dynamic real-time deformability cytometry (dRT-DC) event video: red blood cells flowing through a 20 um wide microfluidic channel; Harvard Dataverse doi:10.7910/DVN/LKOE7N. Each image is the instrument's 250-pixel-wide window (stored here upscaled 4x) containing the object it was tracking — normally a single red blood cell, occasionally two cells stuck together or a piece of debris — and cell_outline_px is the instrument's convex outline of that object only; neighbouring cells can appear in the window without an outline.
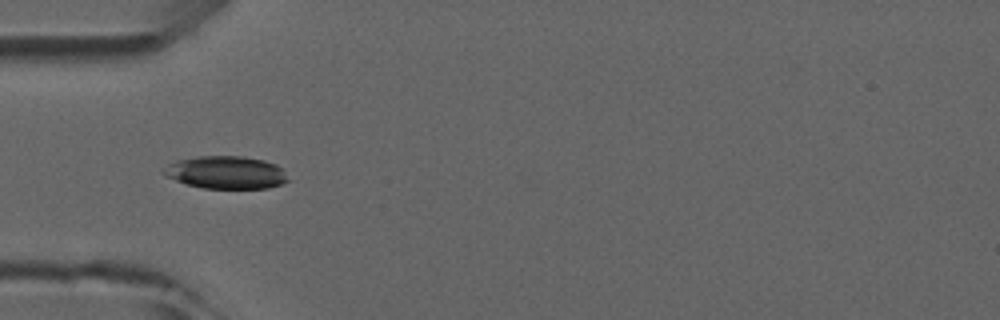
{"species": "common noctule bat (a hibernating species)", "species_latin": "Nyctalus noctula", "temperature_condition": "room temperature", "stored_images_in_passage": 7, "camera_frame_rate_fps": 3000, "um_per_image_px": 0.085, "animal": {"sex": "male", "forearm_length_mm": 52.5}, "frame": {"image": 1, "passage_image": 6, "time_ms": 6.667, "image_size_px": [1000, 320], "cell_outline_px": [[288, 180], [280, 184], [268, 188], [204, 188], [184, 184], [164, 176], [160, 172], [168, 164], [176, 160], [196, 156], [244, 156], [264, 160], [276, 164], [284, 168]], "centroid_in_image_um": [19.17, 14.65], "position_along_channel_um": 65.8, "area_um2": 23.99}}
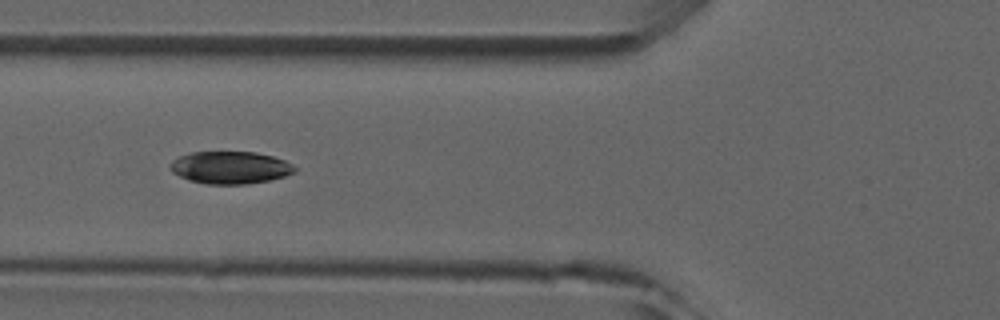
{"frame": {"image": 2, "passage_image": 7, "time_ms": 7.667, "image_size_px": [1000, 320], "cell_outline_px": [[300, 168], [296, 172], [284, 176], [268, 180], [244, 184], [208, 184], [188, 180], [172, 172], [168, 168], [168, 164], [172, 160], [180, 156], [192, 152], [256, 152], [272, 156], [284, 160]], "centroid_in_image_um": [19.57, 14.24], "position_along_channel_um": 106.2, "area_um2": 23.64}}